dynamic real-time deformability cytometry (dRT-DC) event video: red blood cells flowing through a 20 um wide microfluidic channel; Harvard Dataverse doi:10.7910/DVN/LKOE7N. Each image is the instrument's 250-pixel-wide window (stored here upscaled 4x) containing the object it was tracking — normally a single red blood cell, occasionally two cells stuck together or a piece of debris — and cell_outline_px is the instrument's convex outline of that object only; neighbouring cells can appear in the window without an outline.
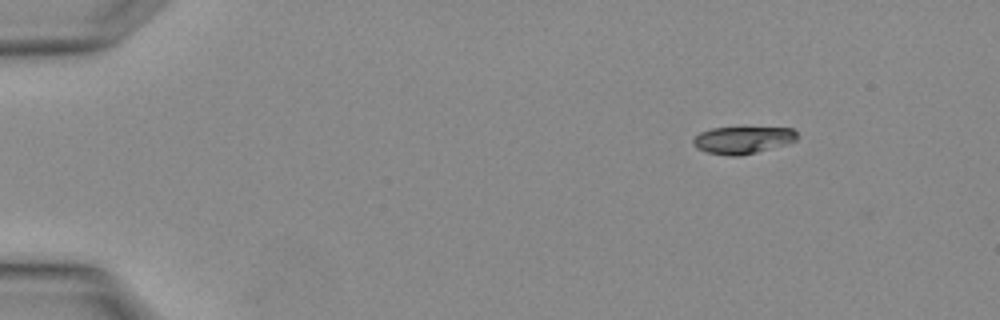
{"species": "Egyptian fruit bat (a non-hibernating species)", "species_latin": "Rousettus aegyptiacus", "temperature_condition": "warm", "stored_images_in_passage": 3, "camera_frame_rate_fps": 3000, "um_per_image_px": 0.085, "animal": {"sex": "female"}, "frame": {"image": 1, "passage_image": 1, "time_ms": 0.0, "image_size_px": [1000, 320], "cell_outline_px": [[796, 140], [788, 144], [740, 156], [732, 156], [708, 152], [696, 148], [692, 140], [700, 132], [712, 128], [744, 124], [792, 128], [796, 132]], "centroid_in_image_um": [63.17, 11.83], "position_along_channel_um": 21.8, "area_um2": 17.4}}